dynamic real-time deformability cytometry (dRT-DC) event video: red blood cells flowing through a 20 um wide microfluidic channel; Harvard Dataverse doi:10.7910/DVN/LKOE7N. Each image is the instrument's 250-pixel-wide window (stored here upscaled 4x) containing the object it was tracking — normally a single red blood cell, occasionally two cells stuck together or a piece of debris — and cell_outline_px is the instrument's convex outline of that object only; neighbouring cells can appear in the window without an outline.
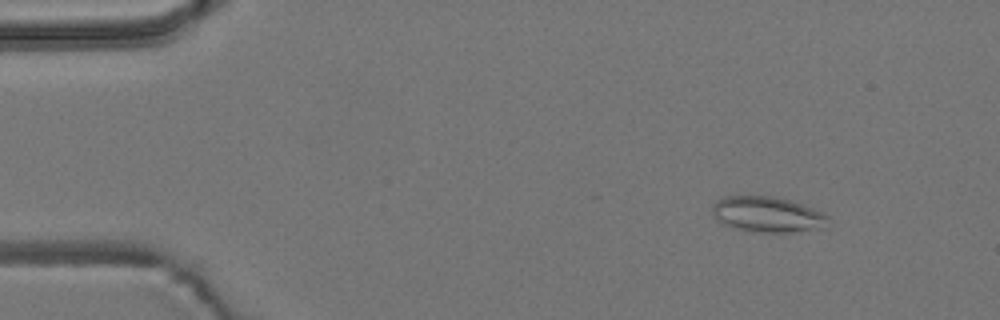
{"species": "common noctule bat (a hibernating species)", "species_latin": "Nyctalus noctula", "temperature_condition": "room temperature", "stored_images_in_passage": 40, "camera_frame_rate_fps": 3000, "um_per_image_px": 0.085, "animal": {"sex": "male", "body_mass_g": 19.2, "forearm_length_mm": 51.8}, "frame": {"image": 1, "passage_image": 4, "time_ms": 1.0, "image_size_px": [1000, 320], "cell_outline_px": [[828, 216], [824, 228], [796, 232], [764, 232], [740, 228], [724, 224], [716, 220], [712, 212], [712, 208], [716, 200], [724, 196], [772, 196], [788, 200], [824, 212]], "centroid_in_image_um": [65.23, 18.22], "position_along_channel_um": 19.8, "area_um2": 23.7}}
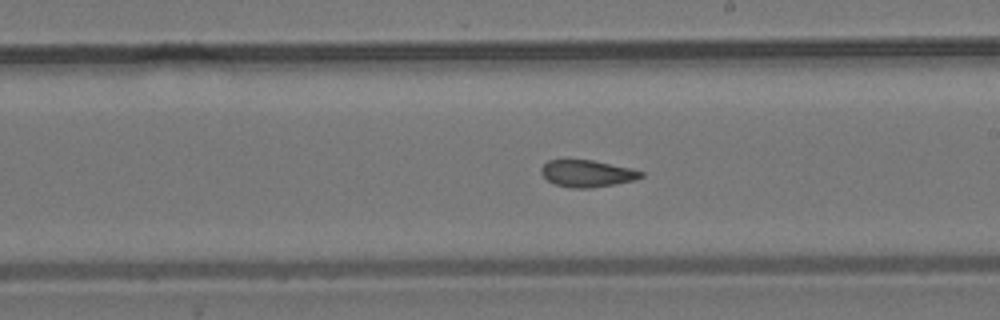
{"frame": {"image": 2, "passage_image": 29, "time_ms": 9.333, "image_size_px": [1000, 320], "cell_outline_px": [[644, 176], [636, 180], [588, 188], [572, 188], [556, 184], [548, 180], [540, 172], [540, 168], [548, 160], [592, 160], [632, 168], [644, 172]], "centroid_in_image_um": [49.93, 14.74], "position_along_channel_um": 239.1, "area_um2": 15.55}}
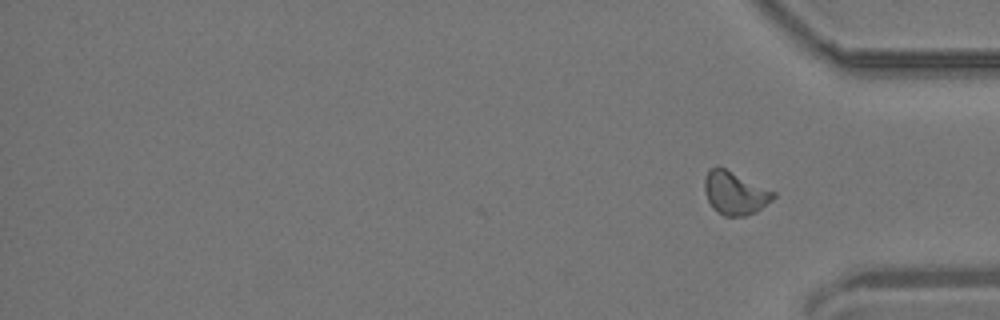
{"frame": {"image": 3, "passage_image": 40, "time_ms": 13.0, "image_size_px": [1000, 320], "cell_outline_px": [[776, 196], [772, 200], [756, 212], [744, 216], [724, 216], [708, 200], [704, 192], [704, 180], [708, 168], [716, 164], [776, 192]], "centroid_in_image_um": [62.46, 16.37], "position_along_channel_um": 372.7, "area_um2": 17.22}, "authors_computed_cell_mechanics": {"area_um2": 17.051, "velocity_mm_per_s": 3.725, "shape_relaxation_time_tau1_ms": null, "shape_relaxation_time_tau2_ms": 2.2493, "deformation_change_tau1": null, "deformation_change_tau2": 0.0929}}